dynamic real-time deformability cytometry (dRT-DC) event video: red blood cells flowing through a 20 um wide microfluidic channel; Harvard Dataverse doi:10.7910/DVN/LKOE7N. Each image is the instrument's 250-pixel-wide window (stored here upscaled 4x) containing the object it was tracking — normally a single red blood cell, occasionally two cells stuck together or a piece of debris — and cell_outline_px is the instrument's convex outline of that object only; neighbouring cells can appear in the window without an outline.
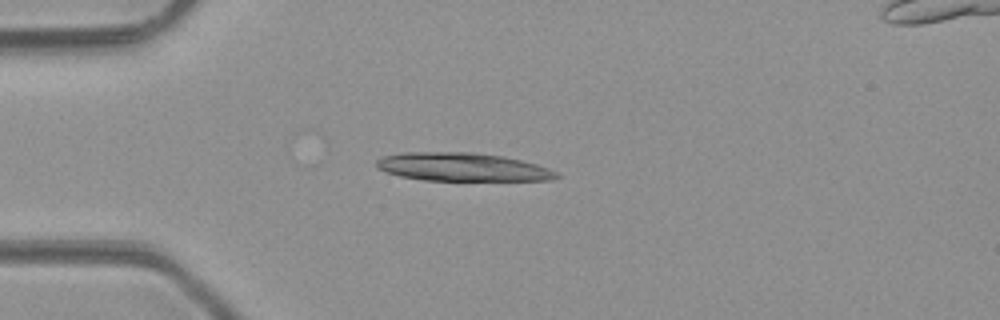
{"species": "common noctule bat (a hibernating species)", "species_latin": "Nyctalus noctula", "temperature_condition": "room temperature", "stored_images_in_passage": 47, "camera_frame_rate_fps": 3000, "um_per_image_px": 0.085, "animal": {"sex": "male", "body_mass_g": 23.1, "forearm_length_mm": 52.7}, "frame": {"image": 1, "passage_image": 12, "time_ms": 3.667, "image_size_px": [1000, 320], "cell_outline_px": [[560, 176], [552, 180], [424, 180], [400, 176], [384, 172], [376, 168], [376, 160], [380, 156], [400, 152], [476, 152], [500, 156], [520, 160], [536, 164], [548, 168], [556, 172]], "centroid_in_image_um": [39.22, 14.19], "position_along_channel_um": 45.8, "area_um2": 29.77}}